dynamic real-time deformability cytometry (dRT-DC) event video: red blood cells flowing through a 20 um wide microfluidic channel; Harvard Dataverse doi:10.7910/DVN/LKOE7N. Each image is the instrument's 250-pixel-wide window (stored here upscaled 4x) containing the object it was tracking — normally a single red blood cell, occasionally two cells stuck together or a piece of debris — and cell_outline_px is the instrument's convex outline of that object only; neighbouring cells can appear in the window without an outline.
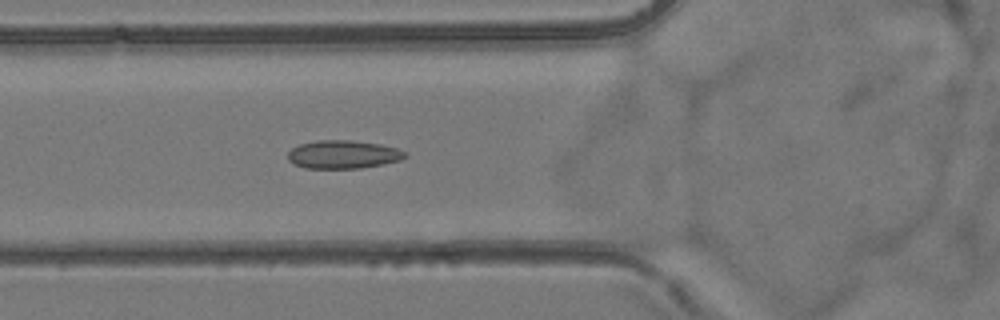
{"species": "common noctule bat (a hibernating species)", "species_latin": "Nyctalus noctula", "temperature_condition": "room temperature", "stored_images_in_passage": 6, "camera_frame_rate_fps": 3000, "um_per_image_px": 0.085, "animal": {"sex": "female", "body_mass_g": 24.6, "forearm_length_mm": 56.2}, "frame": {"image": 1, "passage_image": 6, "time_ms": 5.667, "image_size_px": [1000, 320], "cell_outline_px": [[408, 156], [400, 160], [384, 164], [360, 168], [304, 168], [292, 164], [288, 160], [288, 152], [292, 148], [300, 144], [316, 140], [352, 140], [380, 144], [396, 148], [408, 152]], "centroid_in_image_um": [29.17, 13.13], "position_along_channel_um": 96.6, "area_um2": 19.48}}